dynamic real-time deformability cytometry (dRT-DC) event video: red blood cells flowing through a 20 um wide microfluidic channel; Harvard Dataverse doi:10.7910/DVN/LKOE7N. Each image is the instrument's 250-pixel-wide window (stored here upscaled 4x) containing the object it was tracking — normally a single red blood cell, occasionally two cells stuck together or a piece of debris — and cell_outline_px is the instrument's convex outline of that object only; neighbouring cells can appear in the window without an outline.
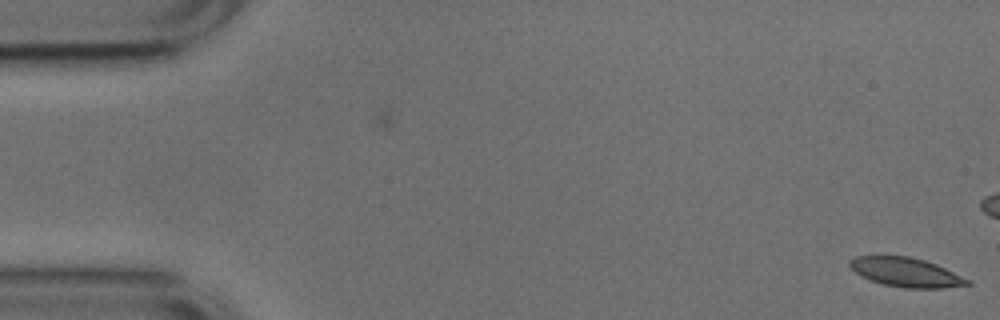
{"species": "common noctule bat (a hibernating species)", "species_latin": "Nyctalus noctula", "temperature_condition": "cold", "stored_images_in_passage": 5, "camera_frame_rate_fps": 3000, "um_per_image_px": 0.085, "animal": {"sex": "male", "body_mass_g": 17.9, "forearm_length_mm": 54.2}, "frame": {"image": 1, "passage_image": 5, "time_ms": 1.333, "image_size_px": [1000, 320], "cell_outline_px": [[972, 284], [944, 288], [904, 288], [884, 284], [860, 276], [848, 264], [848, 260], [856, 256], [908, 256], [924, 260], [936, 264], [972, 280]], "centroid_in_image_um": [77.04, 23.14], "position_along_channel_um": 8.0, "area_um2": 20.0}}